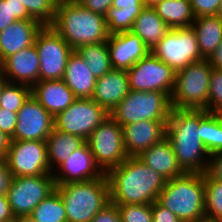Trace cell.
Returning <instances> with one entry per match:
<instances>
[{"mask_svg": "<svg viewBox=\"0 0 222 222\" xmlns=\"http://www.w3.org/2000/svg\"><path fill=\"white\" fill-rule=\"evenodd\" d=\"M106 176L110 202L115 205L152 204L167 181L138 157H128Z\"/></svg>", "mask_w": 222, "mask_h": 222, "instance_id": "cell-1", "label": "cell"}, {"mask_svg": "<svg viewBox=\"0 0 222 222\" xmlns=\"http://www.w3.org/2000/svg\"><path fill=\"white\" fill-rule=\"evenodd\" d=\"M166 139L185 173H206L210 154L201 141V110L172 108Z\"/></svg>", "mask_w": 222, "mask_h": 222, "instance_id": "cell-2", "label": "cell"}, {"mask_svg": "<svg viewBox=\"0 0 222 222\" xmlns=\"http://www.w3.org/2000/svg\"><path fill=\"white\" fill-rule=\"evenodd\" d=\"M50 26L73 50L87 44L106 42L110 35L105 17L84 8L76 0H58L55 19Z\"/></svg>", "mask_w": 222, "mask_h": 222, "instance_id": "cell-3", "label": "cell"}, {"mask_svg": "<svg viewBox=\"0 0 222 222\" xmlns=\"http://www.w3.org/2000/svg\"><path fill=\"white\" fill-rule=\"evenodd\" d=\"M156 202L182 222H195L205 217L204 174L184 173L167 180Z\"/></svg>", "mask_w": 222, "mask_h": 222, "instance_id": "cell-4", "label": "cell"}, {"mask_svg": "<svg viewBox=\"0 0 222 222\" xmlns=\"http://www.w3.org/2000/svg\"><path fill=\"white\" fill-rule=\"evenodd\" d=\"M66 211L67 222H91L110 203L106 174L95 180L56 185Z\"/></svg>", "mask_w": 222, "mask_h": 222, "instance_id": "cell-5", "label": "cell"}, {"mask_svg": "<svg viewBox=\"0 0 222 222\" xmlns=\"http://www.w3.org/2000/svg\"><path fill=\"white\" fill-rule=\"evenodd\" d=\"M211 71L212 66L204 59L176 72L175 86L170 97L171 107L205 110L209 100Z\"/></svg>", "mask_w": 222, "mask_h": 222, "instance_id": "cell-6", "label": "cell"}, {"mask_svg": "<svg viewBox=\"0 0 222 222\" xmlns=\"http://www.w3.org/2000/svg\"><path fill=\"white\" fill-rule=\"evenodd\" d=\"M171 109L170 97L164 92L130 90L110 116L123 127L145 120L168 121Z\"/></svg>", "mask_w": 222, "mask_h": 222, "instance_id": "cell-7", "label": "cell"}, {"mask_svg": "<svg viewBox=\"0 0 222 222\" xmlns=\"http://www.w3.org/2000/svg\"><path fill=\"white\" fill-rule=\"evenodd\" d=\"M86 143L96 165L105 174L128 158L122 127L111 116L89 135Z\"/></svg>", "mask_w": 222, "mask_h": 222, "instance_id": "cell-8", "label": "cell"}, {"mask_svg": "<svg viewBox=\"0 0 222 222\" xmlns=\"http://www.w3.org/2000/svg\"><path fill=\"white\" fill-rule=\"evenodd\" d=\"M151 52L175 72L204 60L192 27L169 29Z\"/></svg>", "mask_w": 222, "mask_h": 222, "instance_id": "cell-9", "label": "cell"}, {"mask_svg": "<svg viewBox=\"0 0 222 222\" xmlns=\"http://www.w3.org/2000/svg\"><path fill=\"white\" fill-rule=\"evenodd\" d=\"M34 45L40 60L39 81L62 79L74 51L70 45L50 25L38 31Z\"/></svg>", "mask_w": 222, "mask_h": 222, "instance_id": "cell-10", "label": "cell"}, {"mask_svg": "<svg viewBox=\"0 0 222 222\" xmlns=\"http://www.w3.org/2000/svg\"><path fill=\"white\" fill-rule=\"evenodd\" d=\"M110 114L91 98H77L54 117V128L87 140Z\"/></svg>", "mask_w": 222, "mask_h": 222, "instance_id": "cell-11", "label": "cell"}, {"mask_svg": "<svg viewBox=\"0 0 222 222\" xmlns=\"http://www.w3.org/2000/svg\"><path fill=\"white\" fill-rule=\"evenodd\" d=\"M55 188L53 175L13 177L6 197L14 217L30 215Z\"/></svg>", "mask_w": 222, "mask_h": 222, "instance_id": "cell-12", "label": "cell"}, {"mask_svg": "<svg viewBox=\"0 0 222 222\" xmlns=\"http://www.w3.org/2000/svg\"><path fill=\"white\" fill-rule=\"evenodd\" d=\"M129 88L136 91L164 92L171 97L176 72L151 51L127 70Z\"/></svg>", "mask_w": 222, "mask_h": 222, "instance_id": "cell-13", "label": "cell"}, {"mask_svg": "<svg viewBox=\"0 0 222 222\" xmlns=\"http://www.w3.org/2000/svg\"><path fill=\"white\" fill-rule=\"evenodd\" d=\"M3 160L13 177L53 175L48 163L46 141L11 140Z\"/></svg>", "mask_w": 222, "mask_h": 222, "instance_id": "cell-14", "label": "cell"}, {"mask_svg": "<svg viewBox=\"0 0 222 222\" xmlns=\"http://www.w3.org/2000/svg\"><path fill=\"white\" fill-rule=\"evenodd\" d=\"M54 128V117L32 96L17 112L11 140L46 141Z\"/></svg>", "mask_w": 222, "mask_h": 222, "instance_id": "cell-15", "label": "cell"}, {"mask_svg": "<svg viewBox=\"0 0 222 222\" xmlns=\"http://www.w3.org/2000/svg\"><path fill=\"white\" fill-rule=\"evenodd\" d=\"M58 171V172H57ZM56 185L69 182L95 180L104 173L96 165L93 154L85 143L75 150L54 172H52Z\"/></svg>", "mask_w": 222, "mask_h": 222, "instance_id": "cell-16", "label": "cell"}, {"mask_svg": "<svg viewBox=\"0 0 222 222\" xmlns=\"http://www.w3.org/2000/svg\"><path fill=\"white\" fill-rule=\"evenodd\" d=\"M168 121L145 120L122 127L124 146L128 157H137L152 145L166 138Z\"/></svg>", "mask_w": 222, "mask_h": 222, "instance_id": "cell-17", "label": "cell"}, {"mask_svg": "<svg viewBox=\"0 0 222 222\" xmlns=\"http://www.w3.org/2000/svg\"><path fill=\"white\" fill-rule=\"evenodd\" d=\"M40 60L35 45L5 58L0 71L11 83L33 87L39 81Z\"/></svg>", "mask_w": 222, "mask_h": 222, "instance_id": "cell-18", "label": "cell"}, {"mask_svg": "<svg viewBox=\"0 0 222 222\" xmlns=\"http://www.w3.org/2000/svg\"><path fill=\"white\" fill-rule=\"evenodd\" d=\"M107 46L114 70L127 71L150 52L132 31L109 35Z\"/></svg>", "mask_w": 222, "mask_h": 222, "instance_id": "cell-19", "label": "cell"}, {"mask_svg": "<svg viewBox=\"0 0 222 222\" xmlns=\"http://www.w3.org/2000/svg\"><path fill=\"white\" fill-rule=\"evenodd\" d=\"M130 92L126 70H114L97 78L91 97L109 114Z\"/></svg>", "mask_w": 222, "mask_h": 222, "instance_id": "cell-20", "label": "cell"}, {"mask_svg": "<svg viewBox=\"0 0 222 222\" xmlns=\"http://www.w3.org/2000/svg\"><path fill=\"white\" fill-rule=\"evenodd\" d=\"M42 27L38 20H18L0 31V63L8 56L32 46Z\"/></svg>", "mask_w": 222, "mask_h": 222, "instance_id": "cell-21", "label": "cell"}, {"mask_svg": "<svg viewBox=\"0 0 222 222\" xmlns=\"http://www.w3.org/2000/svg\"><path fill=\"white\" fill-rule=\"evenodd\" d=\"M31 95L53 116L67 109L77 98L63 79L38 81Z\"/></svg>", "mask_w": 222, "mask_h": 222, "instance_id": "cell-22", "label": "cell"}, {"mask_svg": "<svg viewBox=\"0 0 222 222\" xmlns=\"http://www.w3.org/2000/svg\"><path fill=\"white\" fill-rule=\"evenodd\" d=\"M137 157L166 180L185 173L179 166L173 148L166 138L160 143L152 145Z\"/></svg>", "mask_w": 222, "mask_h": 222, "instance_id": "cell-23", "label": "cell"}, {"mask_svg": "<svg viewBox=\"0 0 222 222\" xmlns=\"http://www.w3.org/2000/svg\"><path fill=\"white\" fill-rule=\"evenodd\" d=\"M62 79L76 98H91L97 81V78L89 71L84 59L76 50L68 58Z\"/></svg>", "mask_w": 222, "mask_h": 222, "instance_id": "cell-24", "label": "cell"}, {"mask_svg": "<svg viewBox=\"0 0 222 222\" xmlns=\"http://www.w3.org/2000/svg\"><path fill=\"white\" fill-rule=\"evenodd\" d=\"M144 8L142 0H113L104 16L108 33L131 31L135 19Z\"/></svg>", "mask_w": 222, "mask_h": 222, "instance_id": "cell-25", "label": "cell"}, {"mask_svg": "<svg viewBox=\"0 0 222 222\" xmlns=\"http://www.w3.org/2000/svg\"><path fill=\"white\" fill-rule=\"evenodd\" d=\"M169 29L154 8L145 7L135 19L131 31L152 51Z\"/></svg>", "mask_w": 222, "mask_h": 222, "instance_id": "cell-26", "label": "cell"}, {"mask_svg": "<svg viewBox=\"0 0 222 222\" xmlns=\"http://www.w3.org/2000/svg\"><path fill=\"white\" fill-rule=\"evenodd\" d=\"M86 143L83 138L53 128L46 139L47 158L51 173L61 165L75 150Z\"/></svg>", "mask_w": 222, "mask_h": 222, "instance_id": "cell-27", "label": "cell"}, {"mask_svg": "<svg viewBox=\"0 0 222 222\" xmlns=\"http://www.w3.org/2000/svg\"><path fill=\"white\" fill-rule=\"evenodd\" d=\"M191 27L202 57L208 59L222 41V20L217 16H201L195 18Z\"/></svg>", "mask_w": 222, "mask_h": 222, "instance_id": "cell-28", "label": "cell"}, {"mask_svg": "<svg viewBox=\"0 0 222 222\" xmlns=\"http://www.w3.org/2000/svg\"><path fill=\"white\" fill-rule=\"evenodd\" d=\"M154 9L170 29L191 27L195 20L190 0H162Z\"/></svg>", "mask_w": 222, "mask_h": 222, "instance_id": "cell-29", "label": "cell"}, {"mask_svg": "<svg viewBox=\"0 0 222 222\" xmlns=\"http://www.w3.org/2000/svg\"><path fill=\"white\" fill-rule=\"evenodd\" d=\"M76 51L84 59L89 71L96 78L102 77L113 69L110 63L107 41L83 45Z\"/></svg>", "mask_w": 222, "mask_h": 222, "instance_id": "cell-30", "label": "cell"}, {"mask_svg": "<svg viewBox=\"0 0 222 222\" xmlns=\"http://www.w3.org/2000/svg\"><path fill=\"white\" fill-rule=\"evenodd\" d=\"M29 216L36 222H67L63 200L56 190L43 199Z\"/></svg>", "mask_w": 222, "mask_h": 222, "instance_id": "cell-31", "label": "cell"}, {"mask_svg": "<svg viewBox=\"0 0 222 222\" xmlns=\"http://www.w3.org/2000/svg\"><path fill=\"white\" fill-rule=\"evenodd\" d=\"M201 141L211 155L222 152V127L214 113L201 110Z\"/></svg>", "mask_w": 222, "mask_h": 222, "instance_id": "cell-32", "label": "cell"}, {"mask_svg": "<svg viewBox=\"0 0 222 222\" xmlns=\"http://www.w3.org/2000/svg\"><path fill=\"white\" fill-rule=\"evenodd\" d=\"M205 216L222 222V182L204 173Z\"/></svg>", "mask_w": 222, "mask_h": 222, "instance_id": "cell-33", "label": "cell"}, {"mask_svg": "<svg viewBox=\"0 0 222 222\" xmlns=\"http://www.w3.org/2000/svg\"><path fill=\"white\" fill-rule=\"evenodd\" d=\"M30 95L31 87L8 82L0 96V108L8 109L11 112H18Z\"/></svg>", "mask_w": 222, "mask_h": 222, "instance_id": "cell-34", "label": "cell"}, {"mask_svg": "<svg viewBox=\"0 0 222 222\" xmlns=\"http://www.w3.org/2000/svg\"><path fill=\"white\" fill-rule=\"evenodd\" d=\"M24 5L29 15L43 26L51 25L55 19L58 0H18Z\"/></svg>", "mask_w": 222, "mask_h": 222, "instance_id": "cell-35", "label": "cell"}, {"mask_svg": "<svg viewBox=\"0 0 222 222\" xmlns=\"http://www.w3.org/2000/svg\"><path fill=\"white\" fill-rule=\"evenodd\" d=\"M18 20L33 19L18 0H0V31Z\"/></svg>", "mask_w": 222, "mask_h": 222, "instance_id": "cell-36", "label": "cell"}, {"mask_svg": "<svg viewBox=\"0 0 222 222\" xmlns=\"http://www.w3.org/2000/svg\"><path fill=\"white\" fill-rule=\"evenodd\" d=\"M121 222H152V204L117 205Z\"/></svg>", "mask_w": 222, "mask_h": 222, "instance_id": "cell-37", "label": "cell"}, {"mask_svg": "<svg viewBox=\"0 0 222 222\" xmlns=\"http://www.w3.org/2000/svg\"><path fill=\"white\" fill-rule=\"evenodd\" d=\"M205 110L209 113L222 111V70L212 68L208 106Z\"/></svg>", "mask_w": 222, "mask_h": 222, "instance_id": "cell-38", "label": "cell"}, {"mask_svg": "<svg viewBox=\"0 0 222 222\" xmlns=\"http://www.w3.org/2000/svg\"><path fill=\"white\" fill-rule=\"evenodd\" d=\"M222 0H190L195 16H216Z\"/></svg>", "mask_w": 222, "mask_h": 222, "instance_id": "cell-39", "label": "cell"}, {"mask_svg": "<svg viewBox=\"0 0 222 222\" xmlns=\"http://www.w3.org/2000/svg\"><path fill=\"white\" fill-rule=\"evenodd\" d=\"M16 124L17 112H11L8 109L0 108V130L12 138Z\"/></svg>", "mask_w": 222, "mask_h": 222, "instance_id": "cell-40", "label": "cell"}, {"mask_svg": "<svg viewBox=\"0 0 222 222\" xmlns=\"http://www.w3.org/2000/svg\"><path fill=\"white\" fill-rule=\"evenodd\" d=\"M152 222H182L169 209L160 206L156 201L152 203Z\"/></svg>", "mask_w": 222, "mask_h": 222, "instance_id": "cell-41", "label": "cell"}, {"mask_svg": "<svg viewBox=\"0 0 222 222\" xmlns=\"http://www.w3.org/2000/svg\"><path fill=\"white\" fill-rule=\"evenodd\" d=\"M91 222H121L117 205L110 202L97 213Z\"/></svg>", "mask_w": 222, "mask_h": 222, "instance_id": "cell-42", "label": "cell"}, {"mask_svg": "<svg viewBox=\"0 0 222 222\" xmlns=\"http://www.w3.org/2000/svg\"><path fill=\"white\" fill-rule=\"evenodd\" d=\"M206 173L213 179L222 182V152L210 155Z\"/></svg>", "mask_w": 222, "mask_h": 222, "instance_id": "cell-43", "label": "cell"}, {"mask_svg": "<svg viewBox=\"0 0 222 222\" xmlns=\"http://www.w3.org/2000/svg\"><path fill=\"white\" fill-rule=\"evenodd\" d=\"M84 8L105 16L113 0H76Z\"/></svg>", "mask_w": 222, "mask_h": 222, "instance_id": "cell-44", "label": "cell"}, {"mask_svg": "<svg viewBox=\"0 0 222 222\" xmlns=\"http://www.w3.org/2000/svg\"><path fill=\"white\" fill-rule=\"evenodd\" d=\"M13 179V174L8 168L7 163L4 160L0 161V195H5L10 188Z\"/></svg>", "mask_w": 222, "mask_h": 222, "instance_id": "cell-45", "label": "cell"}, {"mask_svg": "<svg viewBox=\"0 0 222 222\" xmlns=\"http://www.w3.org/2000/svg\"><path fill=\"white\" fill-rule=\"evenodd\" d=\"M14 215L5 195H0V222H12Z\"/></svg>", "mask_w": 222, "mask_h": 222, "instance_id": "cell-46", "label": "cell"}, {"mask_svg": "<svg viewBox=\"0 0 222 222\" xmlns=\"http://www.w3.org/2000/svg\"><path fill=\"white\" fill-rule=\"evenodd\" d=\"M207 60L212 68L222 70V41Z\"/></svg>", "mask_w": 222, "mask_h": 222, "instance_id": "cell-47", "label": "cell"}, {"mask_svg": "<svg viewBox=\"0 0 222 222\" xmlns=\"http://www.w3.org/2000/svg\"><path fill=\"white\" fill-rule=\"evenodd\" d=\"M11 144V137L0 130V156L4 158Z\"/></svg>", "mask_w": 222, "mask_h": 222, "instance_id": "cell-48", "label": "cell"}, {"mask_svg": "<svg viewBox=\"0 0 222 222\" xmlns=\"http://www.w3.org/2000/svg\"><path fill=\"white\" fill-rule=\"evenodd\" d=\"M12 222H36L32 217L28 216H16Z\"/></svg>", "mask_w": 222, "mask_h": 222, "instance_id": "cell-49", "label": "cell"}, {"mask_svg": "<svg viewBox=\"0 0 222 222\" xmlns=\"http://www.w3.org/2000/svg\"><path fill=\"white\" fill-rule=\"evenodd\" d=\"M9 82V80L4 76V74L0 71V96L2 94L3 88Z\"/></svg>", "mask_w": 222, "mask_h": 222, "instance_id": "cell-50", "label": "cell"}, {"mask_svg": "<svg viewBox=\"0 0 222 222\" xmlns=\"http://www.w3.org/2000/svg\"><path fill=\"white\" fill-rule=\"evenodd\" d=\"M161 1L162 0H142L143 5L145 7H151V8H154Z\"/></svg>", "mask_w": 222, "mask_h": 222, "instance_id": "cell-51", "label": "cell"}, {"mask_svg": "<svg viewBox=\"0 0 222 222\" xmlns=\"http://www.w3.org/2000/svg\"><path fill=\"white\" fill-rule=\"evenodd\" d=\"M195 222H220L216 219H212V218H208V217H203L201 219H199L198 221H195Z\"/></svg>", "mask_w": 222, "mask_h": 222, "instance_id": "cell-52", "label": "cell"}, {"mask_svg": "<svg viewBox=\"0 0 222 222\" xmlns=\"http://www.w3.org/2000/svg\"><path fill=\"white\" fill-rule=\"evenodd\" d=\"M214 114H215V116L218 118L219 123H220V125H221V127H222V111L216 112V113H214Z\"/></svg>", "mask_w": 222, "mask_h": 222, "instance_id": "cell-53", "label": "cell"}, {"mask_svg": "<svg viewBox=\"0 0 222 222\" xmlns=\"http://www.w3.org/2000/svg\"><path fill=\"white\" fill-rule=\"evenodd\" d=\"M216 16L219 17L222 20V1L220 3V6H219V9H218V12H217Z\"/></svg>", "mask_w": 222, "mask_h": 222, "instance_id": "cell-54", "label": "cell"}]
</instances>
